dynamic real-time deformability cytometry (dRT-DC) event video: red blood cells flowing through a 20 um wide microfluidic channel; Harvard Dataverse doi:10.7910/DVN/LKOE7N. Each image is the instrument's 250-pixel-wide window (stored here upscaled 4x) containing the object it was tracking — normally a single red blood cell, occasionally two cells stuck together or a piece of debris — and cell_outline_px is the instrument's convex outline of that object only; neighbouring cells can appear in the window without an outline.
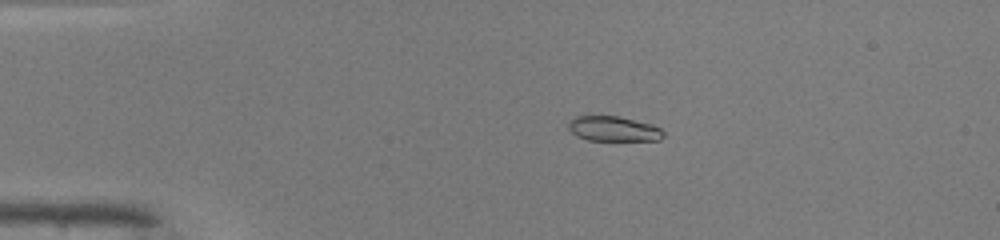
{"species": "common noctule bat (a hibernating species)", "species_latin": "Nyctalus noctula", "temperature_condition": "warm", "stored_images_in_passage": 49, "camera_frame_rate_fps": 3000, "um_per_image_px": 0.085, "animal": {"sex": "male", "body_mass_g": 19.0, "forearm_length_mm": 50.8}, "frame": {"image": 1, "passage_image": 10, "time_ms": 3.0, "image_size_px": [1000, 240], "cell_outline_px": [[664, 136], [660, 140], [588, 140], [576, 136], [568, 128], [568, 120], [576, 116], [620, 116], [652, 124], [660, 128], [664, 132]], "centroid_in_image_um": [52.14, 10.94], "position_along_channel_um": 32.9, "area_um2": 13.93}}
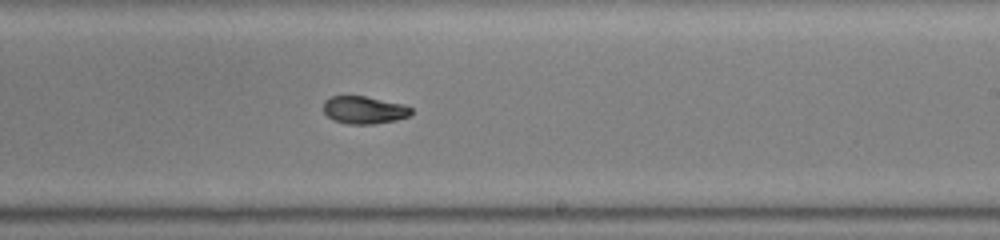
{"frame": {"image": 2, "passage_image": 30, "time_ms": 9.667, "image_size_px": [1000, 240], "cell_outline_px": [[412, 112], [408, 116], [396, 120], [376, 124], [348, 124], [332, 120], [324, 112], [324, 100], [332, 96], [364, 96], [404, 104], [412, 108]], "centroid_in_image_um": [30.95, 9.35], "position_along_channel_um": 258.1, "area_um2": 14.16}}
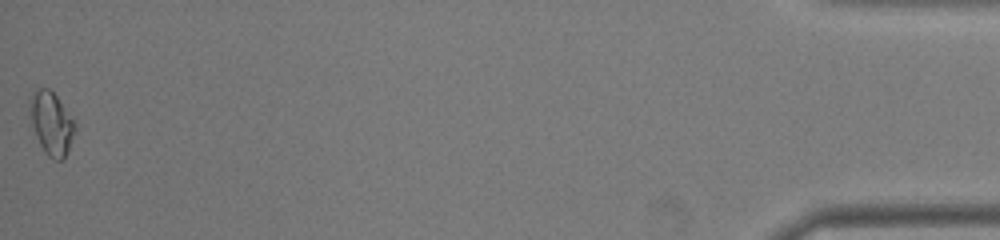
{"frame": {"image": 3, "passage_image": 49, "time_ms": 16.0, "image_size_px": [1000, 240], "cell_outline_px": [[76, 128], [68, 148], [64, 156], [60, 160], [52, 160], [44, 152], [40, 144], [32, 124], [28, 104], [36, 88], [48, 88], [56, 96], [76, 124]], "centroid_in_image_um": [4.35, 10.48], "position_along_channel_um": 430.8, "area_um2": 16.13}, "authors_computed_cell_mechanics": {"area_um2": 14.739, "velocity_mm_per_s": 4.1698, "shape_relaxation_time_tau1_ms": null, "shape_relaxation_time_tau2_ms": 1.8831, "deformation_change_tau1": null, "deformation_change_tau2": 0.0497}}